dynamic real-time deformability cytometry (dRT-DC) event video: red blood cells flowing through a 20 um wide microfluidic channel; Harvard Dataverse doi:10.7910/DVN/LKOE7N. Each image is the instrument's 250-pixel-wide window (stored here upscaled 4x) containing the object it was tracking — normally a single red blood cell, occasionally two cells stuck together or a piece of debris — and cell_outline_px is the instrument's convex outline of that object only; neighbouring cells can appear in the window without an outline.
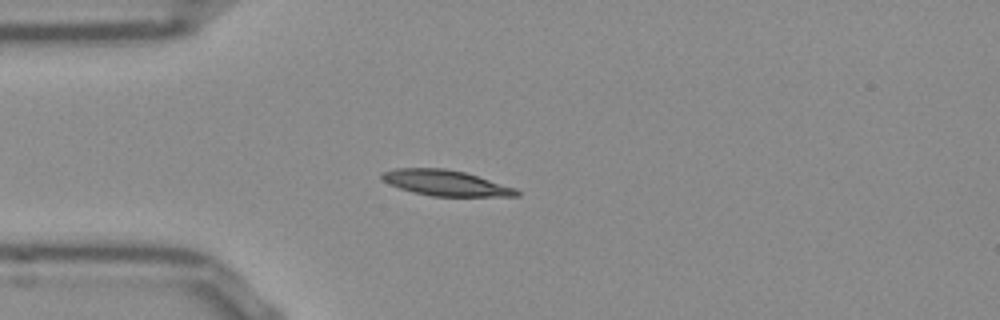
{"species": "Egyptian fruit bat (a non-hibernating species)", "species_latin": "Rousettus aegyptiacus", "temperature_condition": "room temperature", "stored_images_in_passage": 40, "camera_frame_rate_fps": 3000, "um_per_image_px": 0.085, "frame": {"image": 1, "passage_image": 1, "time_ms": 0.0, "image_size_px": [1000, 320], "cell_outline_px": [[520, 196], [432, 196], [412, 192], [388, 184], [380, 176], [380, 172], [396, 168], [444, 168], [464, 172], [516, 188], [520, 192]], "centroid_in_image_um": [37.85, 15.55], "position_along_channel_um": 47.1, "area_um2": 20.06}}
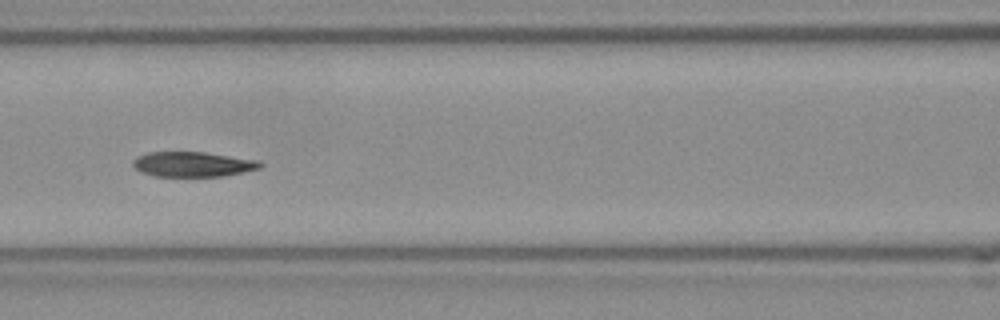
{"frame": {"image": 2, "passage_image": 10, "time_ms": 3.0, "image_size_px": [1000, 320], "cell_outline_px": [[264, 164], [260, 168], [244, 172], [224, 176], [156, 176], [140, 172], [132, 164], [132, 160], [136, 156], [148, 152], [204, 152], [260, 160]], "centroid_in_image_um": [16.4, 13.95], "position_along_channel_um": 150.2, "area_um2": 18.67}}
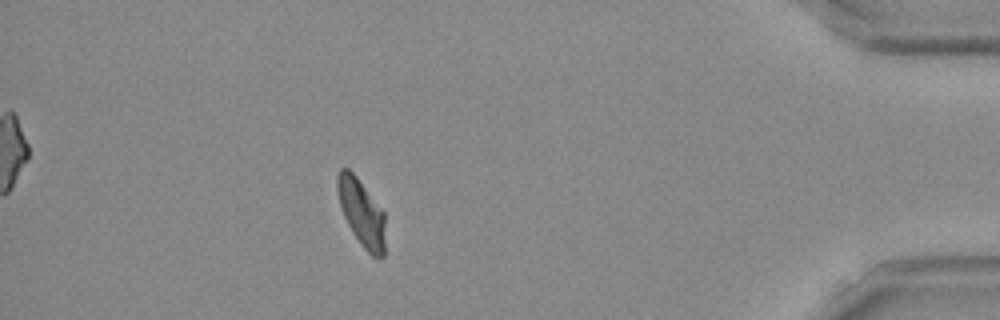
{"frame": {"image": 3, "passage_image": 34, "time_ms": 11.0, "image_size_px": [1000, 320], "cell_outline_px": [[384, 256], [380, 260], [376, 260], [364, 248], [352, 232], [344, 216], [340, 204], [336, 188], [336, 176], [340, 168], [348, 168], [356, 176], [384, 212]], "centroid_in_image_um": [30.72, 18.09], "position_along_channel_um": 404.5, "area_um2": 18.61}, "authors_computed_cell_mechanics": {"area_um2": 19.1607, "velocity_mm_per_s": 3.8422, "shape_relaxation_time_tau1_ms": 5.4585, "shape_relaxation_time_tau2_ms": 2.8872, "deformation_change_tau1": 0.1744, "deformation_change_tau2": 0.0748}}